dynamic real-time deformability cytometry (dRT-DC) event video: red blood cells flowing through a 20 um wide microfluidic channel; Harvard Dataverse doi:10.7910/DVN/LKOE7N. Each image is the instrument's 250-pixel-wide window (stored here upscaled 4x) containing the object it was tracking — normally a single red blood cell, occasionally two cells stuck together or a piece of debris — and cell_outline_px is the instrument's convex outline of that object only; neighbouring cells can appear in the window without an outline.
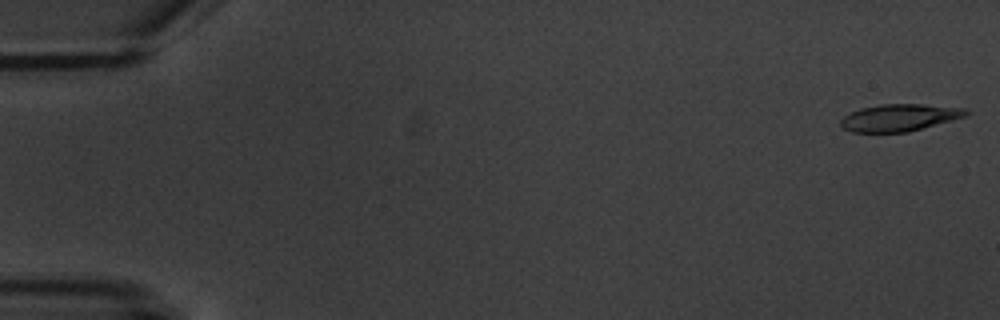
{"species": "common noctule bat (a hibernating species)", "species_latin": "Nyctalus noctula", "temperature_condition": "warm", "stored_images_in_passage": 6, "camera_frame_rate_fps": 3000, "um_per_image_px": 0.085, "animal": {"sex": "male", "body_mass_g": 20.1, "forearm_length_mm": 53.5}, "frame": {"image": 1, "passage_image": 1, "time_ms": 0.0, "image_size_px": [1000, 320], "cell_outline_px": [[972, 112], [964, 116], [908, 132], [852, 132], [844, 128], [840, 124], [840, 120], [844, 116], [860, 108], [880, 104], [920, 104], [968, 108]], "centroid_in_image_um": [76.45, 9.98], "position_along_channel_um": 8.5, "area_um2": 19.65}}
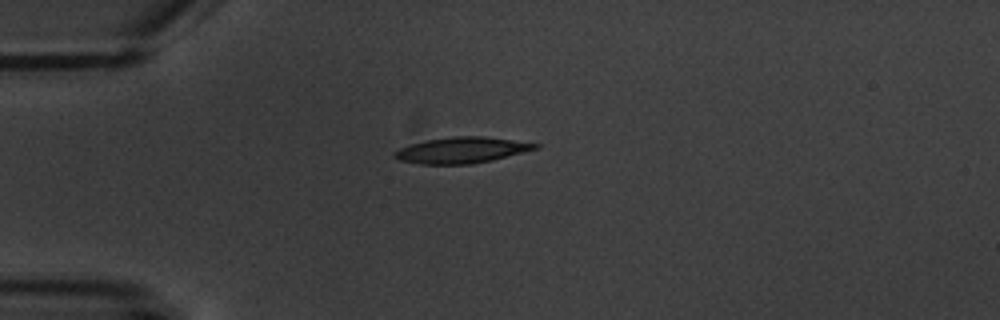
{"frame": {"image": 2, "passage_image": 5, "time_ms": 4.667, "image_size_px": [1000, 320], "cell_outline_px": [[540, 148], [492, 160], [472, 164], [420, 164], [400, 160], [392, 156], [392, 152], [400, 148], [412, 144], [428, 140], [456, 136], [480, 136], [512, 140], [540, 144]], "centroid_in_image_um": [39.24, 12.77], "position_along_channel_um": 45.8, "area_um2": 21.1}}